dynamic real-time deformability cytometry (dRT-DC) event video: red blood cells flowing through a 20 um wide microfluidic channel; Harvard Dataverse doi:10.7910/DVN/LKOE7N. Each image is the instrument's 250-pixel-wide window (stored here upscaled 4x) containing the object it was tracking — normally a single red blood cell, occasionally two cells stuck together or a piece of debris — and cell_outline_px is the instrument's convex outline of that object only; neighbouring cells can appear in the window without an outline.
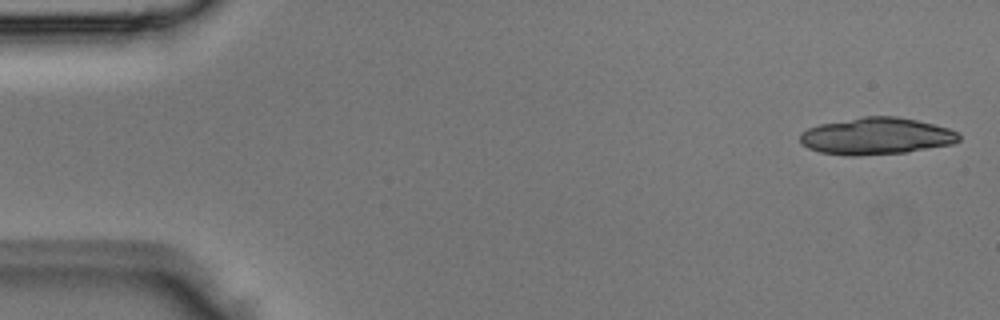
{"species": "Egyptian fruit bat (a non-hibernating species)", "species_latin": "Rousettus aegyptiacus", "temperature_condition": "room temperature", "stored_images_in_passage": 4, "segment_of_instrument_passage": [2, 2], "camera_frame_rate_fps": 3000, "um_per_image_px": 0.085, "animal": {"sex": "male"}, "frame": {"image": 1, "passage_image": 4, "time_ms": 1.0, "image_size_px": [1000, 320], "cell_outline_px": [[960, 140], [952, 144], [908, 152], [856, 156], [852, 156], [820, 152], [808, 148], [800, 144], [800, 132], [808, 128], [820, 124], [864, 116], [896, 116], [916, 120], [948, 128], [956, 132], [960, 136]], "centroid_in_image_um": [74.46, 11.57], "position_along_channel_um": 10.5, "area_um2": 34.16}}